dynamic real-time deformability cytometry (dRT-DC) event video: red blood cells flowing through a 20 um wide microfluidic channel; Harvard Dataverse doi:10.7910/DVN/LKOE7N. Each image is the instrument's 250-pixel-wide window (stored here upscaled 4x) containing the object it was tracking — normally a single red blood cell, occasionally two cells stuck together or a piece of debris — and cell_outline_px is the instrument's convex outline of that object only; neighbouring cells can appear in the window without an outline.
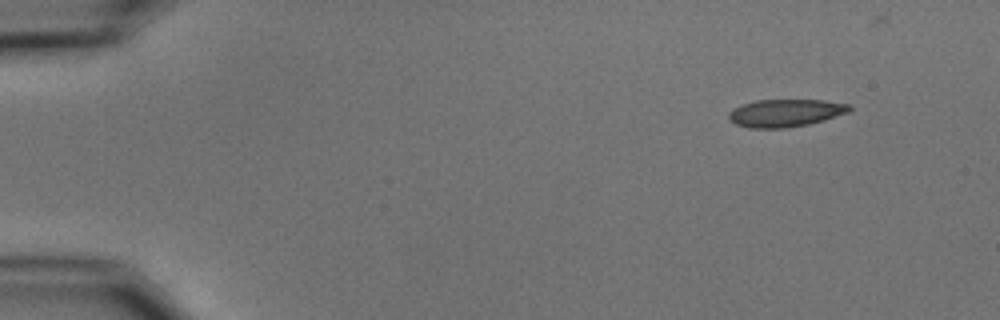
{"species": "common noctule bat (a hibernating species)", "species_latin": "Nyctalus noctula", "temperature_condition": "cold", "stored_images_in_passage": 4, "camera_frame_rate_fps": 3000, "um_per_image_px": 0.085, "animal": {"sex": "male", "body_mass_g": 15.6}, "frame": {"image": 1, "passage_image": 1, "time_ms": 0.0, "image_size_px": [1000, 320], "cell_outline_px": [[852, 108], [848, 112], [824, 120], [808, 124], [784, 128], [748, 128], [736, 124], [728, 116], [728, 112], [732, 108], [756, 100], [824, 100], [848, 104]], "centroid_in_image_um": [66.75, 9.6], "position_along_channel_um": 18.3, "area_um2": 19.31}}
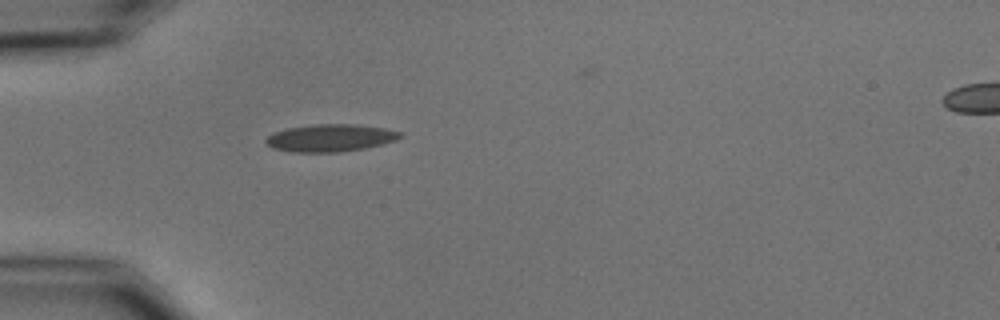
{"frame": {"image": 2, "passage_image": 4, "time_ms": 3.667, "image_size_px": [1000, 320], "cell_outline_px": [[404, 136], [396, 140], [364, 148], [340, 152], [292, 152], [272, 148], [264, 140], [272, 132], [288, 128], [312, 124], [356, 124], [384, 128], [400, 132]], "centroid_in_image_um": [28.06, 11.72], "position_along_channel_um": 56.9, "area_um2": 21.44}}